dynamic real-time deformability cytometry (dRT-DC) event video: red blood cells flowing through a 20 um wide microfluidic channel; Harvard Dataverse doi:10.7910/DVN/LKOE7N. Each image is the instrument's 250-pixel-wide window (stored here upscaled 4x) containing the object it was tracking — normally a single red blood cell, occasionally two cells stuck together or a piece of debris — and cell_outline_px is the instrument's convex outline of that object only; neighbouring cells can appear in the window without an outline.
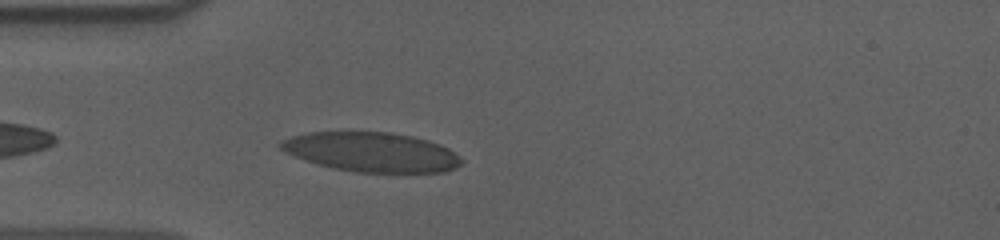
{"species": "human", "species_latin": "Homo sapiens", "temperature_condition": "cold", "stored_images_in_passage": 34, "camera_frame_rate_fps": 3000, "um_per_image_px": 0.085, "donor": {"sex": "male"}, "frame": {"image": 1, "passage_image": 3, "time_ms": 0.667, "image_size_px": [1000, 240], "cell_outline_px": [[464, 160], [456, 168], [444, 172], [352, 172], [332, 168], [296, 156], [280, 148], [280, 140], [292, 136], [308, 132], [392, 132], [412, 136], [428, 140], [440, 144], [448, 148], [460, 156]], "centroid_in_image_um": [31.63, 12.92], "position_along_channel_um": 53.4, "area_um2": 41.44}}
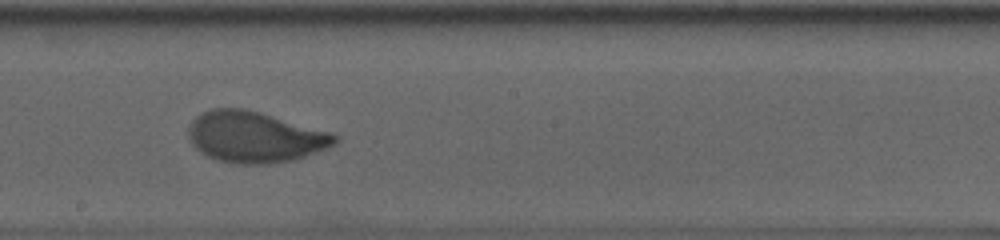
{"frame": {"image": 2, "passage_image": 18, "time_ms": 5.667, "image_size_px": [1000, 240], "cell_outline_px": [[340, 140], [336, 144], [304, 156], [292, 160], [268, 164], [240, 164], [216, 160], [200, 152], [192, 144], [188, 136], [188, 128], [192, 120], [200, 112], [212, 108], [244, 108], [260, 112], [332, 132], [340, 136]], "centroid_in_image_um": [21.65, 11.63], "position_along_channel_um": 226.5, "area_um2": 43.75}}
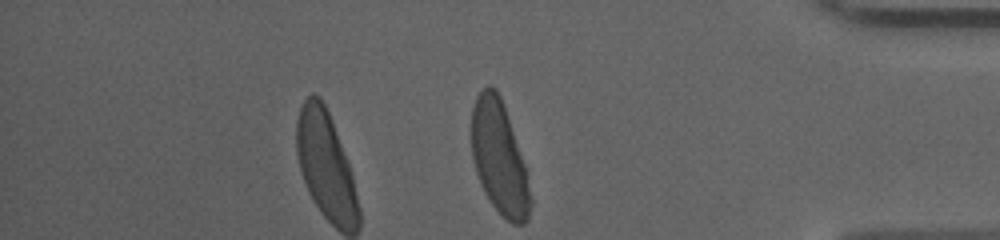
{"frame": {"image": 3, "passage_image": 34, "time_ms": 11.0, "image_size_px": [1000, 240], "cell_outline_px": [[532, 204], [528, 220], [524, 224], [512, 224], [492, 204], [484, 192], [480, 184], [472, 160], [472, 108], [476, 96], [488, 84], [492, 84], [496, 88], [500, 96], [524, 164], [532, 200]], "centroid_in_image_um": [42.43, 13.43], "position_along_channel_um": 392.8, "area_um2": 38.32}, "authors_computed_cell_mechanics": {"area_um2": 42.4541, "velocity_mm_per_s": 3.6074, "shape_relaxation_time_tau1_ms": 3.5715, "shape_relaxation_time_tau2_ms": null, "deformation_change_tau1": 0.1596, "deformation_change_tau2": null}}